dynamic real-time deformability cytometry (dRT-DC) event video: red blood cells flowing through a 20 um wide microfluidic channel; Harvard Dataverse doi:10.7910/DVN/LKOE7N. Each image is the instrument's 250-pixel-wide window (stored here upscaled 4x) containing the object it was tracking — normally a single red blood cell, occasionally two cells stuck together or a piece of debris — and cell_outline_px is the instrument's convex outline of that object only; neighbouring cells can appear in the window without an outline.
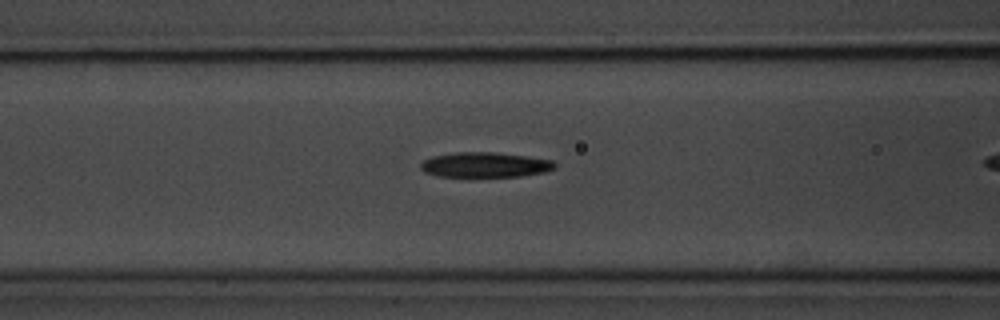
{"species": "common noctule bat (a hibernating species)", "species_latin": "Nyctalus noctula", "temperature_condition": "room temperature", "stored_images_in_passage": 40, "camera_frame_rate_fps": 3000, "um_per_image_px": 0.085, "animal": {"sex": "male", "body_mass_g": 20.1, "forearm_length_mm": 53.5}, "frame": {"image": 1, "passage_image": 18, "time_ms": 5.667, "image_size_px": [1000, 320], "cell_outline_px": [[556, 168], [544, 172], [520, 176], [436, 176], [424, 172], [420, 168], [420, 164], [424, 160], [432, 156], [456, 152], [496, 152], [528, 156], [552, 160], [556, 164]], "centroid_in_image_um": [41.22, 14.0], "position_along_channel_um": 125.4, "area_um2": 19.59}}